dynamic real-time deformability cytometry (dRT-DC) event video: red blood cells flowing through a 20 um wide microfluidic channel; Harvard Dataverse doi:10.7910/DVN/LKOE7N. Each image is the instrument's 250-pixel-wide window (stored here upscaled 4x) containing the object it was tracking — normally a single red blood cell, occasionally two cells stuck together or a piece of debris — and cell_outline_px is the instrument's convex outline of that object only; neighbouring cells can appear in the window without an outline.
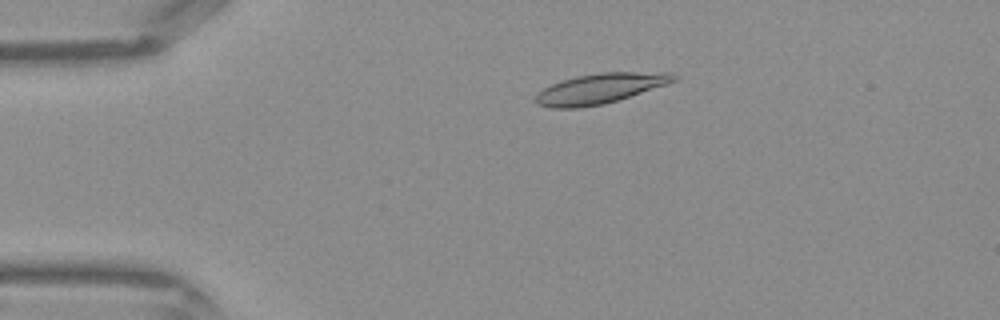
{"species": "Egyptian fruit bat (a non-hibernating species)", "species_latin": "Rousettus aegyptiacus", "temperature_condition": "warm", "stored_images_in_passage": 37, "camera_frame_rate_fps": 3000, "um_per_image_px": 0.085, "frame": {"image": 1, "passage_image": 3, "time_ms": 0.667, "image_size_px": [1000, 320], "cell_outline_px": [[680, 76], [676, 80], [668, 84], [604, 104], [580, 108], [552, 108], [536, 104], [536, 92], [552, 84], [576, 76], [600, 72], [672, 72]], "centroid_in_image_um": [51.04, 7.52], "position_along_channel_um": 34.0, "area_um2": 24.33}}
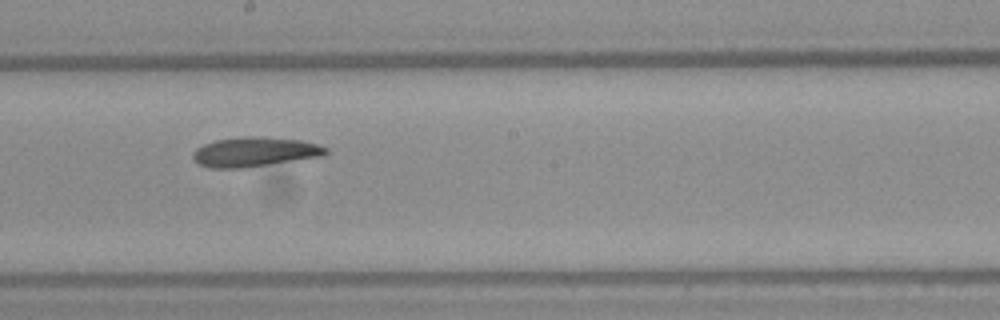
{"frame": {"image": 2, "passage_image": 18, "time_ms": 5.667, "image_size_px": [1000, 320], "cell_outline_px": [[328, 152], [324, 156], [244, 168], [208, 168], [196, 164], [192, 160], [192, 152], [196, 148], [204, 144], [216, 140], [244, 136], [252, 136], [300, 140], [316, 144], [328, 148]], "centroid_in_image_um": [21.59, 12.92], "position_along_channel_um": 226.6, "area_um2": 23.06}}
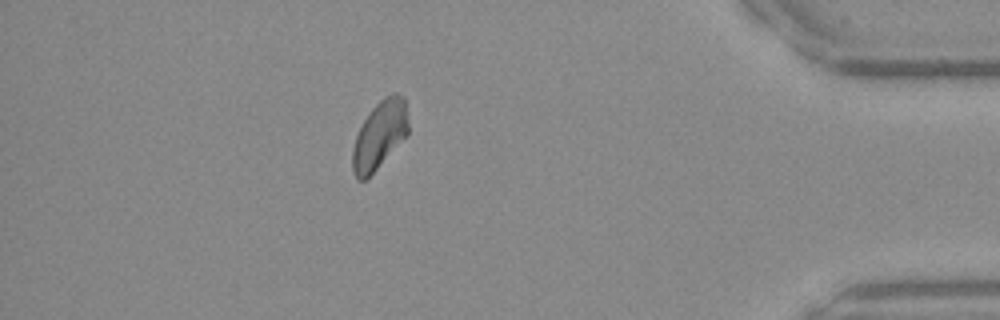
{"frame": {"image": 3, "passage_image": 32, "time_ms": 10.333, "image_size_px": [1000, 320], "cell_outline_px": [[408, 136], [364, 180], [356, 180], [352, 172], [352, 148], [356, 136], [364, 120], [372, 108], [384, 96], [392, 92], [400, 92], [404, 96], [408, 124]], "centroid_in_image_um": [32.27, 11.45], "position_along_channel_um": 402.9, "area_um2": 22.14}}